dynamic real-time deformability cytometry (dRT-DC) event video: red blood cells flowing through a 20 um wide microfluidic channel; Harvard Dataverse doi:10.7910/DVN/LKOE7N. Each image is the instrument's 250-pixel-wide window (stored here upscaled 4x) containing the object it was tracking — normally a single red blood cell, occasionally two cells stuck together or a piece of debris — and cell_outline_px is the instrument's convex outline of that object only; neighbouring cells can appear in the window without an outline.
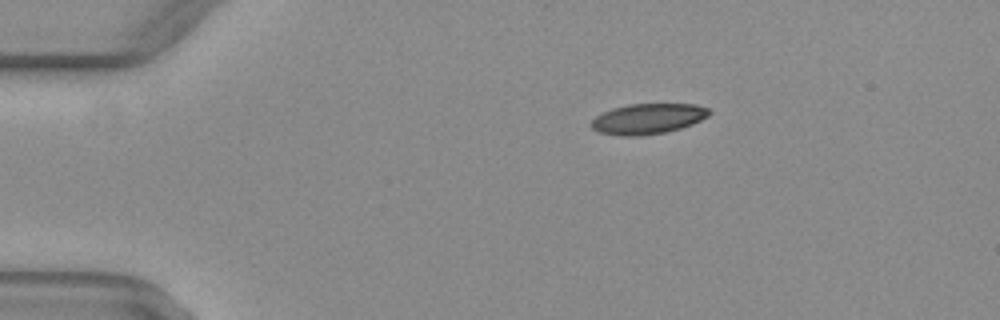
{"species": "common noctule bat (a hibernating species)", "species_latin": "Nyctalus noctula", "temperature_condition": "warm", "stored_images_in_passage": 39, "camera_frame_rate_fps": 3000, "um_per_image_px": 0.085, "animal": {"sex": "female", "body_mass_g": 29.2, "forearm_length_mm": 56.3}, "frame": {"image": 1, "passage_image": 1, "time_ms": 0.0, "image_size_px": [1000, 320], "cell_outline_px": [[712, 112], [708, 116], [692, 124], [680, 128], [664, 132], [640, 136], [620, 136], [600, 132], [592, 128], [588, 124], [596, 116], [612, 108], [628, 104], [696, 104], [708, 108]], "centroid_in_image_um": [55.06, 10.09], "position_along_channel_um": 29.9, "area_um2": 20.92}}
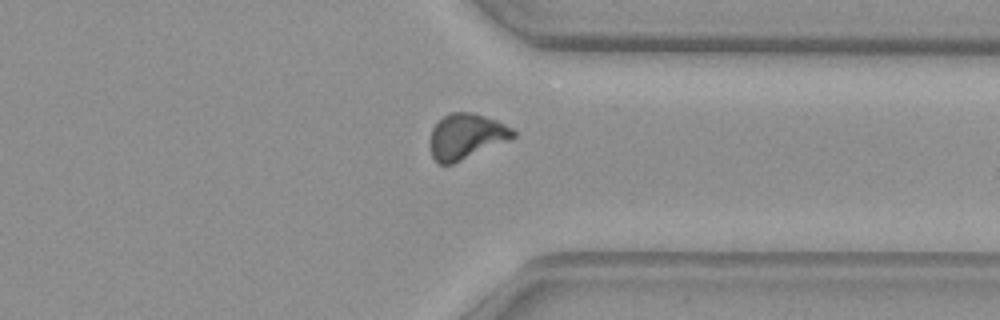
{"frame": {"image": 2, "passage_image": 31, "time_ms": 10.0, "image_size_px": [1000, 320], "cell_outline_px": [[516, 136], [508, 140], [452, 164], [440, 164], [432, 156], [428, 144], [432, 128], [444, 116], [452, 112], [472, 112], [496, 120], [512, 128], [516, 132]], "centroid_in_image_um": [39.6, 11.58], "position_along_channel_um": 371.8, "area_um2": 21.79}}
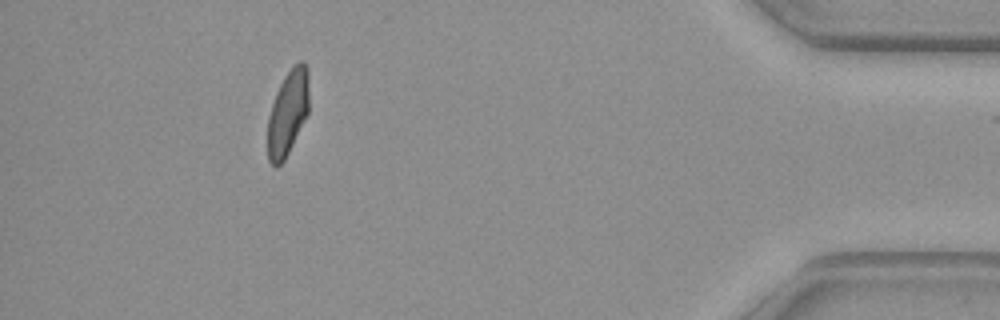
{"frame": {"image": 3, "passage_image": 38, "time_ms": 12.333, "image_size_px": [1000, 320], "cell_outline_px": [[308, 112], [284, 160], [276, 168], [268, 160], [268, 116], [276, 92], [284, 76], [292, 64], [300, 60], [304, 60], [308, 68]], "centroid_in_image_um": [24.46, 9.52], "position_along_channel_um": 410.7, "area_um2": 20.46}}